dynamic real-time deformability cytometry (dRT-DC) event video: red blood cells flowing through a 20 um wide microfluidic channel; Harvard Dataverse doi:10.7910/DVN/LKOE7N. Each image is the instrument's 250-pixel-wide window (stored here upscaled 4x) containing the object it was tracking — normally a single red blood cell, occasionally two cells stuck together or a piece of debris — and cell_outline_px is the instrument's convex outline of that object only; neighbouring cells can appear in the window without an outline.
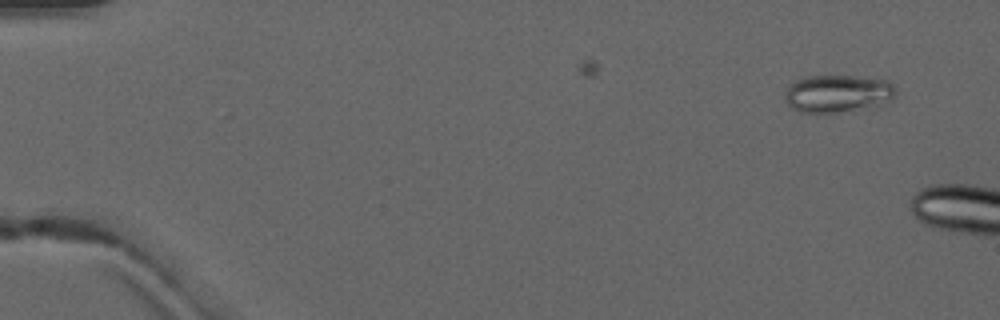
{"species": "common noctule bat (a hibernating species)", "species_latin": "Nyctalus noctula", "temperature_condition": "warm", "stored_images_in_passage": 3, "camera_frame_rate_fps": 3000, "um_per_image_px": 0.085, "animal": {"sex": "male", "forearm_length_mm": 52.5}, "frame": {"image": 1, "passage_image": 1, "time_ms": 0.0, "image_size_px": [1000, 320], "cell_outline_px": [[896, 96], [888, 100], [876, 104], [836, 112], [800, 112], [792, 108], [784, 100], [784, 92], [788, 84], [804, 76], [852, 76], [888, 80], [896, 88]], "centroid_in_image_um": [71.12, 7.92], "position_along_channel_um": 13.9, "area_um2": 23.93}}